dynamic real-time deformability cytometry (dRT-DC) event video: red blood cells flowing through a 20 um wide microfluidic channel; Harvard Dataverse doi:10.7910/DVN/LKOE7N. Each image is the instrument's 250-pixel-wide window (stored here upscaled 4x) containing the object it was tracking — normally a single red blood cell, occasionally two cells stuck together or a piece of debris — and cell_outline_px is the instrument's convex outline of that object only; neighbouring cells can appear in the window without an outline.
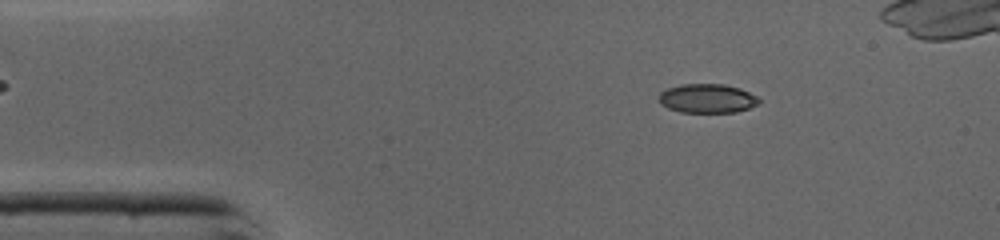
{"species": "common noctule bat (a hibernating species)", "species_latin": "Nyctalus noctula", "temperature_condition": "cold", "stored_images_in_passage": 40, "camera_frame_rate_fps": 3000, "um_per_image_px": 0.085, "animal": {"sex": "male", "body_mass_g": 19.0, "forearm_length_mm": 50.8}, "frame": {"image": 1, "passage_image": 6, "time_ms": 1.667, "image_size_px": [1000, 240], "cell_outline_px": [[760, 104], [736, 112], [680, 112], [668, 108], [660, 104], [660, 92], [668, 88], [680, 84], [724, 84], [740, 88], [756, 96], [760, 100]], "centroid_in_image_um": [60.12, 8.36], "position_along_channel_um": 24.9, "area_um2": 16.94}}
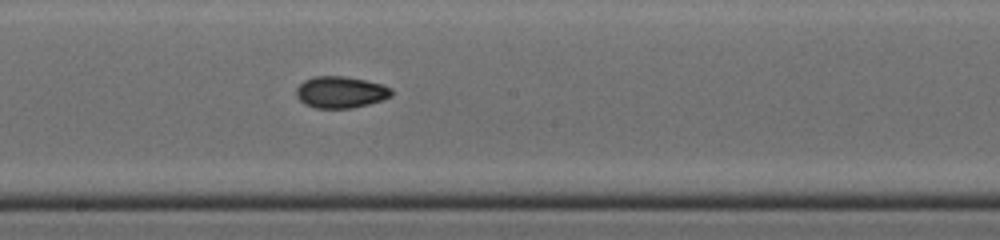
{"frame": {"image": 2, "passage_image": 23, "time_ms": 7.333, "image_size_px": [1000, 240], "cell_outline_px": [[392, 96], [384, 100], [352, 108], [316, 108], [304, 104], [296, 96], [296, 88], [304, 80], [312, 76], [344, 76], [384, 84], [392, 88]], "centroid_in_image_um": [28.97, 7.83], "position_along_channel_um": 219.2, "area_um2": 17.74}}
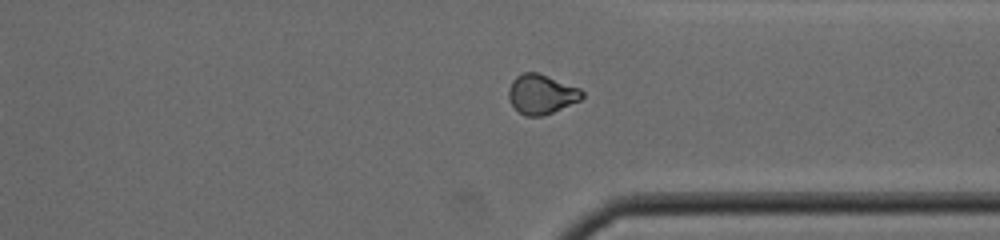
{"frame": {"image": 3, "passage_image": 33, "time_ms": 10.667, "image_size_px": [1000, 240], "cell_outline_px": [[584, 96], [580, 100], [552, 112], [540, 116], [524, 116], [508, 100], [508, 88], [512, 80], [516, 76], [524, 72], [540, 72], [580, 88], [584, 92]], "centroid_in_image_um": [46.01, 7.98], "position_along_channel_um": 365.4, "area_um2": 17.05}, "authors_computed_cell_mechanics": {"area_um2": 17.2244, "velocity_mm_per_s": 4.3982, "shape_relaxation_time_tau1_ms": 4.3704, "shape_relaxation_time_tau2_ms": 1.3158, "deformation_change_tau1": 0.1318, "deformation_change_tau2": 0.05}}